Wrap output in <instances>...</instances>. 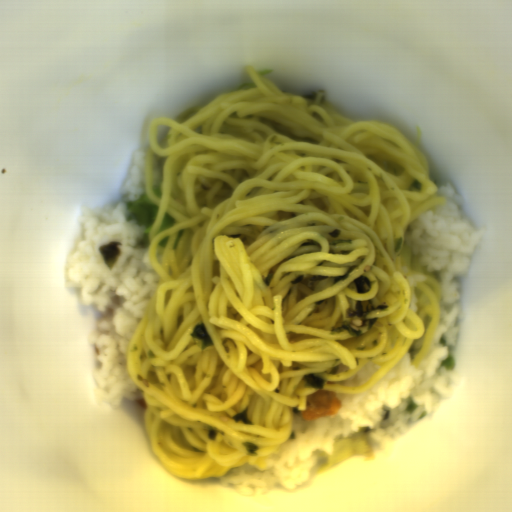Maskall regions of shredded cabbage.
Returning a JSON list of instances; mask_svg holds the SVG:
<instances>
[{
    "label": "shredded cabbage",
    "instance_id": "shredded-cabbage-1",
    "mask_svg": "<svg viewBox=\"0 0 512 512\" xmlns=\"http://www.w3.org/2000/svg\"><path fill=\"white\" fill-rule=\"evenodd\" d=\"M371 429L369 427H359L357 433L348 437L337 436L331 448V455H326L322 451L313 452L316 461L325 460L326 463L318 468L317 473L324 474L336 464L345 459L356 456H366L372 447Z\"/></svg>",
    "mask_w": 512,
    "mask_h": 512
}]
</instances>
